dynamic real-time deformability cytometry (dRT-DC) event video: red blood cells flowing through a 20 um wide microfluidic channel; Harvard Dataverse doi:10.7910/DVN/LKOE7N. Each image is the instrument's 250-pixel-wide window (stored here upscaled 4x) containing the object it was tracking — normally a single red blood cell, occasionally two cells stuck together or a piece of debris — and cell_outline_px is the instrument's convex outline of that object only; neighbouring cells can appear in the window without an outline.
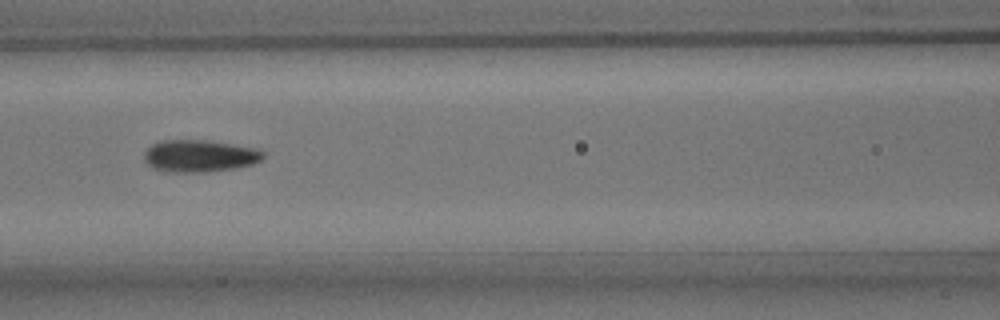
{"species": "common noctule bat (a hibernating species)", "species_latin": "Nyctalus noctula", "temperature_condition": "room temperature", "stored_images_in_passage": 10, "camera_frame_rate_fps": 3000, "um_per_image_px": 0.085, "animal": {"sex": "male", "body_mass_g": 15.6}, "frame": {"image": 1, "passage_image": 4, "time_ms": 3.333, "image_size_px": [1000, 320], "cell_outline_px": [[264, 156], [260, 160], [252, 164], [236, 168], [204, 172], [164, 172], [152, 168], [144, 160], [144, 152], [152, 144], [160, 140], [204, 140], [252, 148], [264, 152]], "centroid_in_image_um": [16.89, 13.27], "position_along_channel_um": 149.7, "area_um2": 22.14}}
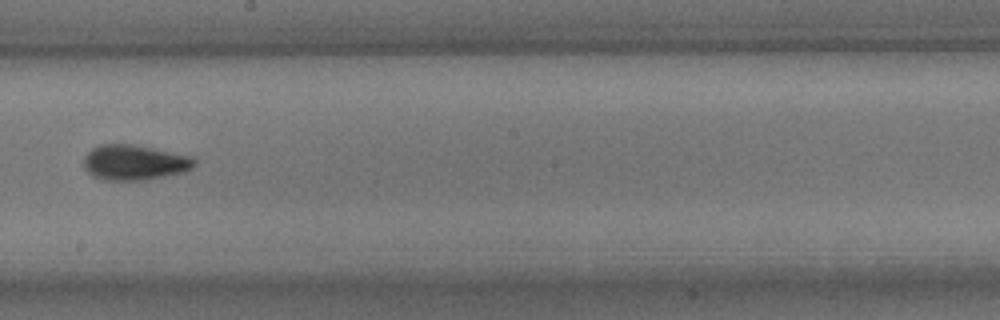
{"frame": {"image": 2, "passage_image": 6, "time_ms": 5.667, "image_size_px": [1000, 320], "cell_outline_px": [[196, 164], [192, 168], [184, 172], [144, 180], [100, 180], [92, 176], [84, 168], [84, 156], [92, 148], [100, 144], [132, 144], [192, 156], [196, 160]], "centroid_in_image_um": [11.41, 13.81], "position_along_channel_um": 236.8, "area_um2": 22.83}}
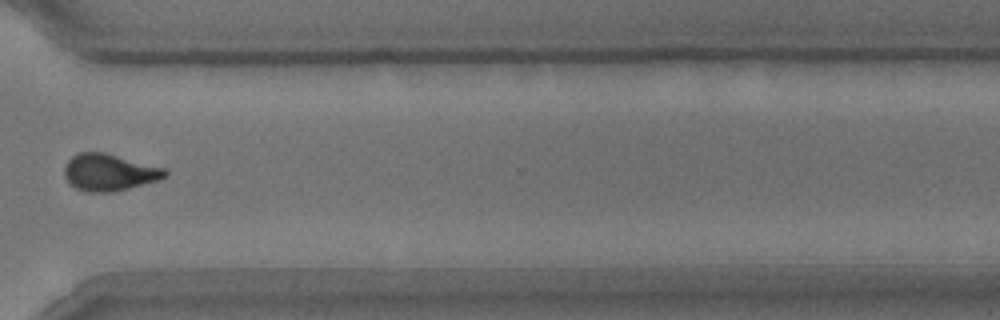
{"frame": {"image": 3, "passage_image": 9, "time_ms": 9.0, "image_size_px": [1000, 320], "cell_outline_px": [[168, 172], [164, 176], [156, 180], [128, 188], [112, 192], [88, 192], [76, 188], [68, 184], [64, 176], [64, 168], [68, 160], [72, 156], [80, 152], [104, 152], [164, 168]], "centroid_in_image_um": [9.21, 14.65], "position_along_channel_um": 361.4, "area_um2": 21.39}}